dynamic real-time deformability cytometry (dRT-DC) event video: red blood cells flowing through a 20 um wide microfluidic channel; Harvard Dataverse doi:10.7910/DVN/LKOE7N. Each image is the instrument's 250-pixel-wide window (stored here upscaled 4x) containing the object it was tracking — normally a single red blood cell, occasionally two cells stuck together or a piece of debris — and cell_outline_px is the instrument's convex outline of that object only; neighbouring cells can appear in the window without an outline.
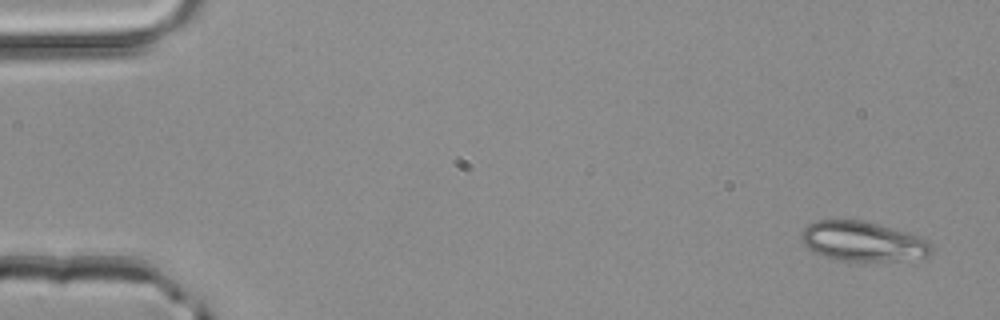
{"species": "common noctule bat (a hibernating species)", "species_latin": "Nyctalus noctula", "temperature_condition": "room temperature", "stored_images_in_passage": 5, "camera_frame_rate_fps": 3000, "um_per_image_px": 0.085, "animal": {"sex": "male", "body_mass_g": 20.4}, "frame": {"image": 1, "passage_image": 5, "time_ms": 1.333, "image_size_px": [1000, 320], "cell_outline_px": [[932, 252], [928, 256], [884, 264], [840, 260], [824, 256], [812, 252], [800, 240], [800, 232], [808, 224], [816, 220], [864, 220], [904, 232], [916, 236], [932, 244]], "centroid_in_image_um": [73.31, 20.56], "position_along_channel_um": 11.7, "area_um2": 30.81}}